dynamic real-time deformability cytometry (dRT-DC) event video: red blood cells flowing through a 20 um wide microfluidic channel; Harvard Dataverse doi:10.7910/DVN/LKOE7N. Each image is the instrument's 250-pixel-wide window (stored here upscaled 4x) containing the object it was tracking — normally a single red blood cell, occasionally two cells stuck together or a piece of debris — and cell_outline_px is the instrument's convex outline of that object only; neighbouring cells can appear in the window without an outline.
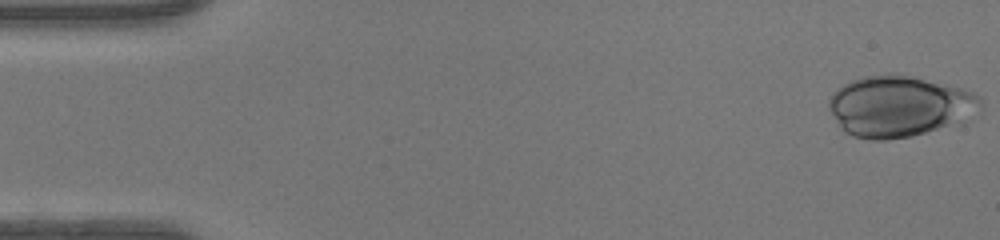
{"species": "human", "species_latin": "Homo sapiens", "temperature_condition": "warm", "stored_images_in_passage": 46, "camera_frame_rate_fps": 3000, "um_per_image_px": 0.085, "donor": {"sex": "female"}, "frame": {"image": 1, "passage_image": 1, "time_ms": 0.0, "image_size_px": [1000, 240], "cell_outline_px": [[984, 104], [964, 124], [912, 136], [888, 140], [868, 140], [852, 136], [844, 132], [828, 108], [828, 100], [836, 88], [852, 80], [864, 76], [892, 72], [912, 76], [948, 84], [976, 92], [980, 96]], "centroid_in_image_um": [76.5, 9.04], "position_along_channel_um": 8.5, "area_um2": 55.26}}
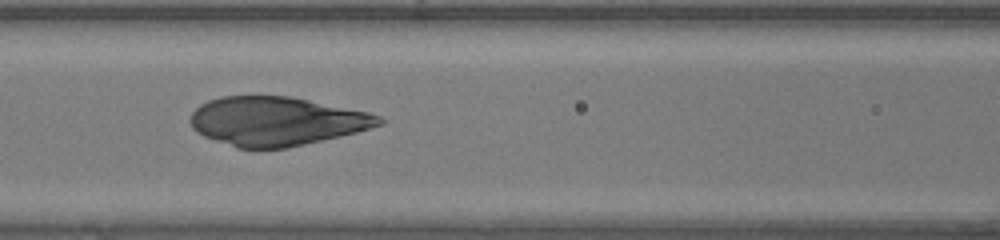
{"frame": {"image": 2, "passage_image": 20, "time_ms": 6.333, "image_size_px": [1000, 240], "cell_outline_px": [[384, 124], [356, 132], [340, 136], [288, 148], [236, 148], [204, 136], [196, 132], [192, 128], [192, 112], [200, 104], [208, 100], [220, 96], [288, 96], [368, 112], [380, 116], [384, 120]], "centroid_in_image_um": [23.49, 10.3], "position_along_channel_um": 143.1, "area_um2": 53.47}}
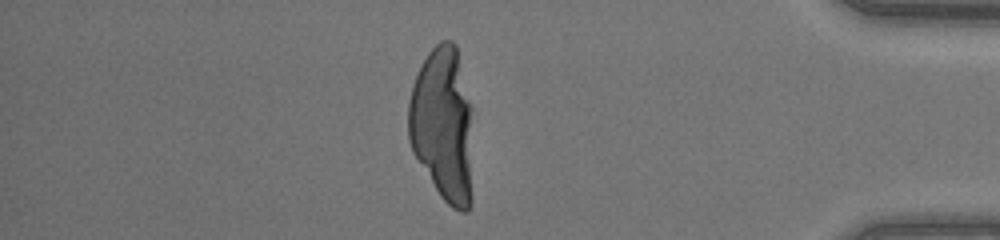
{"frame": {"image": 3, "passage_image": 40, "time_ms": 13.0, "image_size_px": [1000, 240], "cell_outline_px": [[472, 204], [468, 212], [460, 212], [452, 208], [440, 196], [412, 152], [408, 140], [408, 100], [412, 84], [428, 52], [440, 40], [452, 40], [456, 44], [472, 104]], "centroid_in_image_um": [37.67, 10.61], "position_along_channel_um": 397.5, "area_um2": 59.59}}